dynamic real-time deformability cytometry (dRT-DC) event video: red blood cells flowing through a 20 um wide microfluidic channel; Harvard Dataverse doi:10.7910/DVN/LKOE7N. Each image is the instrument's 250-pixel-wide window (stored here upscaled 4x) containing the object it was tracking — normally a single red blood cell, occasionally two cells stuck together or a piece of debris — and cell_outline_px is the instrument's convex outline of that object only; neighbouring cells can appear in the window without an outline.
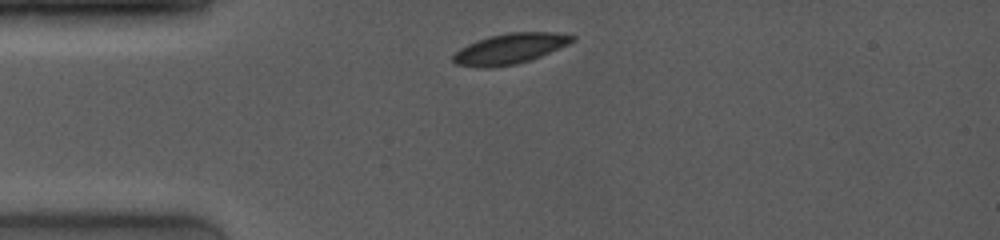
{"species": "common noctule bat (a hibernating species)", "species_latin": "Nyctalus noctula", "temperature_condition": "room temperature", "stored_images_in_passage": 32, "camera_frame_rate_fps": 4000, "um_per_image_px": 0.085, "animal": {"sex": "female", "body_mass_g": 19.0, "forearm_length_mm": 53.3}, "frame": {"image": 1, "passage_image": 1, "time_ms": 0.0, "image_size_px": [1000, 240], "cell_outline_px": [[576, 40], [568, 44], [540, 56], [516, 64], [488, 68], [476, 68], [456, 64], [452, 60], [452, 56], [460, 48], [476, 40], [488, 36], [508, 32], [556, 32], [576, 36]], "centroid_in_image_um": [43.31, 4.13], "position_along_channel_um": 41.7, "area_um2": 21.21}}
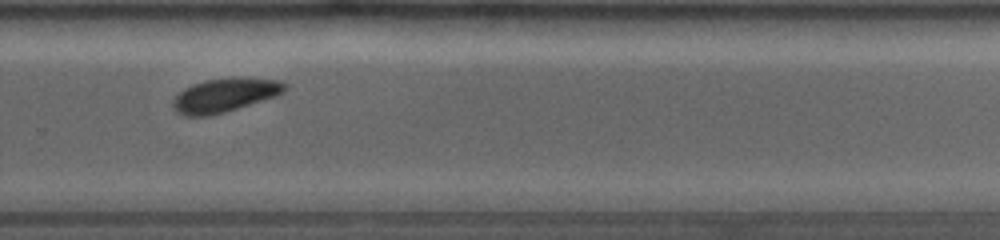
{"frame": {"image": 2, "passage_image": 22, "time_ms": 5.25, "image_size_px": [1000, 240], "cell_outline_px": [[288, 88], [284, 92], [224, 112], [208, 116], [184, 116], [176, 112], [172, 104], [176, 96], [184, 88], [192, 84], [204, 80], [276, 80], [288, 84]], "centroid_in_image_um": [19.02, 8.13], "position_along_channel_um": 310.8, "area_um2": 20.81}}
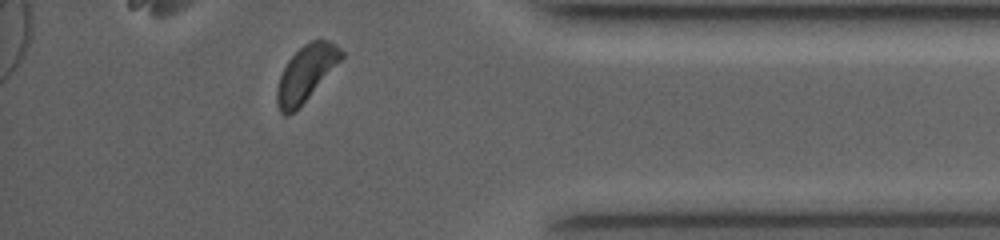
{"frame": {"image": 3, "passage_image": 30, "time_ms": 7.25, "image_size_px": [1000, 240], "cell_outline_px": [[344, 56], [300, 108], [288, 116], [284, 116], [280, 112], [276, 104], [276, 88], [280, 76], [288, 60], [304, 44], [312, 40], [328, 40], [336, 44], [344, 52]], "centroid_in_image_um": [25.99, 6.28], "position_along_channel_um": 409.2, "area_um2": 20.98}}